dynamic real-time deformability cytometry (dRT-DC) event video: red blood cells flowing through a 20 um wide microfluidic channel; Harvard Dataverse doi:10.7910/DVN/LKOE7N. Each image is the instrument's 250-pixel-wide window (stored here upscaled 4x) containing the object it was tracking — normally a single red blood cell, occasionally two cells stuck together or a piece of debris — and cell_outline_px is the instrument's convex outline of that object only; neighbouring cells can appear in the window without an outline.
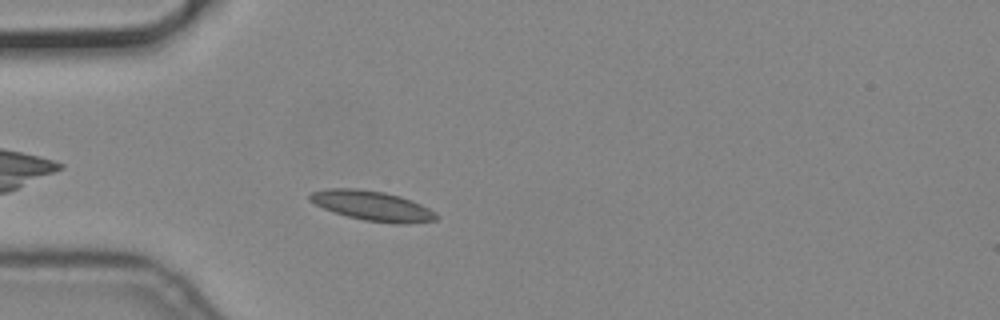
{"species": "common noctule bat (a hibernating species)", "species_latin": "Nyctalus noctula", "temperature_condition": "cold", "stored_images_in_passage": 4, "camera_frame_rate_fps": 3000, "um_per_image_px": 0.085, "animal": {"sex": "male", "body_mass_g": 19.2, "forearm_length_mm": 51.8}, "frame": {"image": 1, "passage_image": 4, "time_ms": 1.0, "image_size_px": [1000, 320], "cell_outline_px": [[440, 216], [436, 220], [408, 224], [396, 224], [364, 220], [348, 216], [324, 208], [308, 200], [308, 196], [312, 192], [328, 188], [356, 188], [384, 192], [400, 196], [420, 204], [436, 212]], "centroid_in_image_um": [31.67, 17.49], "position_along_channel_um": 53.3, "area_um2": 21.91}}